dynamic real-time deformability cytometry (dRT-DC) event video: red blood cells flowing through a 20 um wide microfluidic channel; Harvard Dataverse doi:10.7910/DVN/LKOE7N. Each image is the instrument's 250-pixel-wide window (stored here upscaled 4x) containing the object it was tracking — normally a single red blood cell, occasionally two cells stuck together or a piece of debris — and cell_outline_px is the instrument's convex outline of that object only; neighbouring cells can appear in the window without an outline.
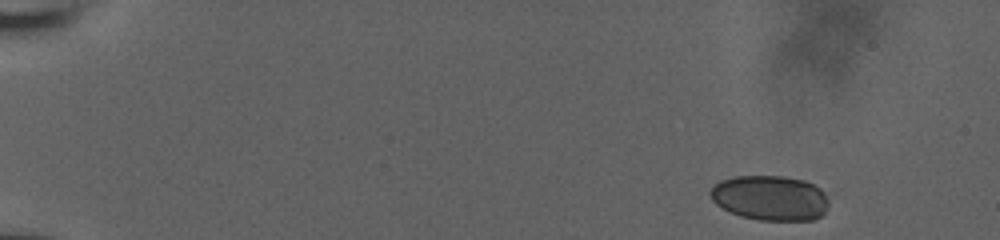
{"species": "human", "species_latin": "Homo sapiens", "temperature_condition": "room temperature", "stored_images_in_passage": 18, "camera_frame_rate_fps": 3000, "um_per_image_px": 0.085, "donor": {"sex": "male"}, "frame": {"image": 1, "passage_image": 1, "time_ms": 0.0, "image_size_px": [1000, 240], "cell_outline_px": [[828, 204], [824, 216], [812, 220], [760, 220], [740, 216], [716, 204], [712, 200], [708, 192], [720, 180], [736, 176], [784, 176], [804, 180], [820, 188], [824, 192], [828, 200]], "centroid_in_image_um": [65.48, 16.82], "position_along_channel_um": 19.5, "area_um2": 31.15}}
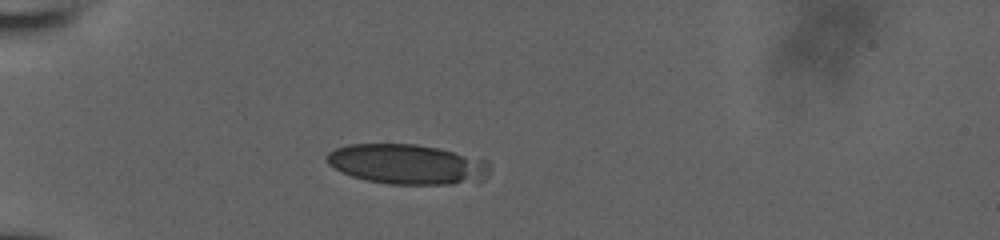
{"frame": {"image": 2, "passage_image": 13, "time_ms": 4.0, "image_size_px": [1000, 240], "cell_outline_px": [[492, 168], [484, 180], [480, 184], [388, 184], [364, 180], [352, 176], [328, 164], [328, 152], [336, 148], [348, 144], [416, 144], [440, 148], [488, 160], [492, 164]], "centroid_in_image_um": [34.74, 13.98], "position_along_channel_um": 50.3, "area_um2": 38.61}}